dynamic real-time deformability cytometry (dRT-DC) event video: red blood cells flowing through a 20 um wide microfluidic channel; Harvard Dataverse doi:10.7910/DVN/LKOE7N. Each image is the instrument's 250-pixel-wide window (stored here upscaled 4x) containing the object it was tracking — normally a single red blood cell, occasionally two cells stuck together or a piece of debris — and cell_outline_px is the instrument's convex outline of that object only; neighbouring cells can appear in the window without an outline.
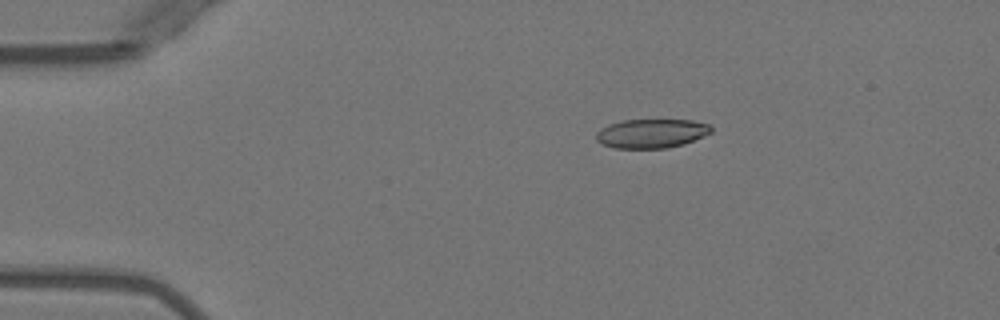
{"species": "Egyptian fruit bat (a non-hibernating species)", "species_latin": "Rousettus aegyptiacus", "temperature_condition": "warm", "stored_images_in_passage": 5, "camera_frame_rate_fps": 3000, "um_per_image_px": 0.085, "animal": {"sex": "female"}, "frame": {"image": 1, "passage_image": 2, "time_ms": 2.0, "image_size_px": [1000, 320], "cell_outline_px": [[712, 132], [684, 144], [664, 148], [616, 148], [604, 144], [596, 140], [596, 132], [600, 128], [608, 124], [624, 120], [692, 120], [708, 124], [712, 128]], "centroid_in_image_um": [55.36, 11.34], "position_along_channel_um": 29.6, "area_um2": 19.36}}
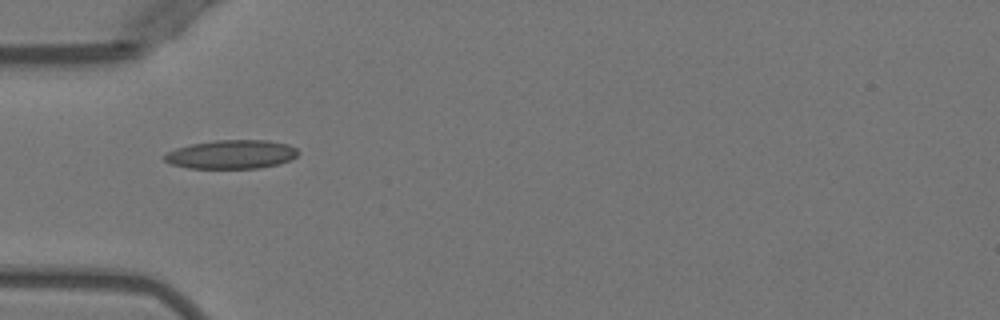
{"frame": {"image": 2, "passage_image": 4, "time_ms": 4.333, "image_size_px": [1000, 320], "cell_outline_px": [[296, 156], [288, 160], [276, 164], [260, 168], [188, 168], [172, 164], [164, 160], [164, 156], [168, 152], [176, 148], [192, 144], [216, 140], [268, 140], [288, 144], [296, 148]], "centroid_in_image_um": [19.65, 13.12], "position_along_channel_um": 65.3, "area_um2": 22.14}}
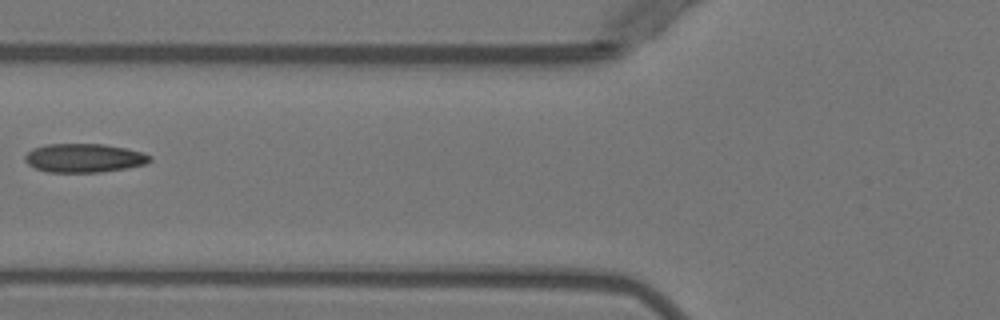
{"frame": {"image": 3, "passage_image": 5, "time_ms": 5.667, "image_size_px": [1000, 320], "cell_outline_px": [[152, 160], [144, 164], [128, 168], [100, 172], [48, 172], [36, 168], [28, 164], [24, 160], [24, 156], [32, 148], [44, 144], [104, 144], [144, 152], [152, 156]], "centroid_in_image_um": [7.15, 13.42], "position_along_channel_um": 118.7, "area_um2": 21.04}}